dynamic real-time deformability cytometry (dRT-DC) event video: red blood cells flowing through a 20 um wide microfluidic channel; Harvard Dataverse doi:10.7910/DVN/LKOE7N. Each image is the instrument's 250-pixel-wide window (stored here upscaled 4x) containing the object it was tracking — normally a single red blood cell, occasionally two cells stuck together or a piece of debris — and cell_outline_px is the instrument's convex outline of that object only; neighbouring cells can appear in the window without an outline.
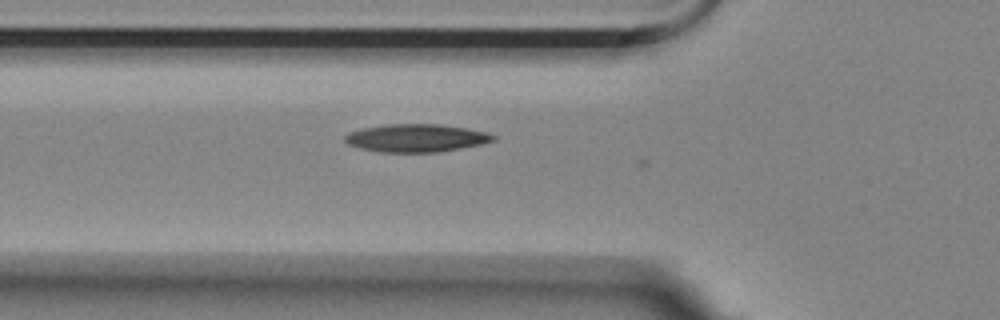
{"species": "Egyptian fruit bat (a non-hibernating species)", "species_latin": "Rousettus aegyptiacus", "temperature_condition": "room temperature", "stored_images_in_passage": 30, "camera_frame_rate_fps": 3000, "um_per_image_px": 0.085, "animal": {"sex": "female"}, "frame": {"image": 1, "passage_image": 4, "time_ms": 1.0, "image_size_px": [1000, 320], "cell_outline_px": [[496, 140], [480, 144], [460, 148], [436, 152], [380, 152], [360, 148], [348, 144], [344, 140], [344, 136], [348, 132], [364, 128], [388, 124], [440, 124], [468, 128], [488, 132], [496, 136]], "centroid_in_image_um": [35.39, 11.72], "position_along_channel_um": 90.4, "area_um2": 24.1}}
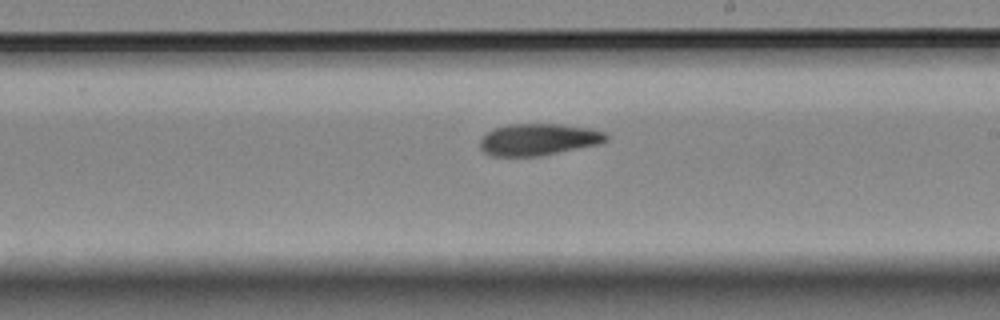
{"frame": {"image": 2, "passage_image": 17, "time_ms": 5.333, "image_size_px": [1000, 320], "cell_outline_px": [[608, 140], [596, 144], [540, 156], [492, 156], [484, 152], [480, 148], [480, 140], [492, 128], [508, 124], [560, 124], [588, 128], [604, 132], [608, 136]], "centroid_in_image_um": [45.72, 11.85], "position_along_channel_um": 243.3, "area_um2": 23.18}}
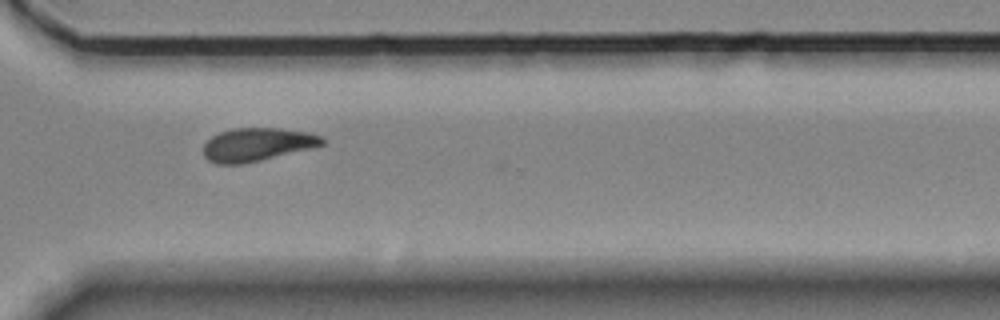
{"frame": {"image": 3, "passage_image": 26, "time_ms": 8.333, "image_size_px": [1000, 320], "cell_outline_px": [[324, 144], [312, 148], [260, 160], [240, 164], [216, 164], [208, 160], [204, 156], [204, 144], [212, 136], [220, 132], [232, 128], [280, 128], [312, 132], [320, 136], [324, 140]], "centroid_in_image_um": [21.86, 12.27], "position_along_channel_um": 348.7, "area_um2": 23.0}, "authors_computed_cell_mechanics": {"area_um2": 23.1489, "velocity_mm_per_s": 3.5117, "shape_relaxation_time_tau1_ms": null, "shape_relaxation_time_tau2_ms": 4.6174, "deformation_change_tau1": null, "deformation_change_tau2": 0.1049}}